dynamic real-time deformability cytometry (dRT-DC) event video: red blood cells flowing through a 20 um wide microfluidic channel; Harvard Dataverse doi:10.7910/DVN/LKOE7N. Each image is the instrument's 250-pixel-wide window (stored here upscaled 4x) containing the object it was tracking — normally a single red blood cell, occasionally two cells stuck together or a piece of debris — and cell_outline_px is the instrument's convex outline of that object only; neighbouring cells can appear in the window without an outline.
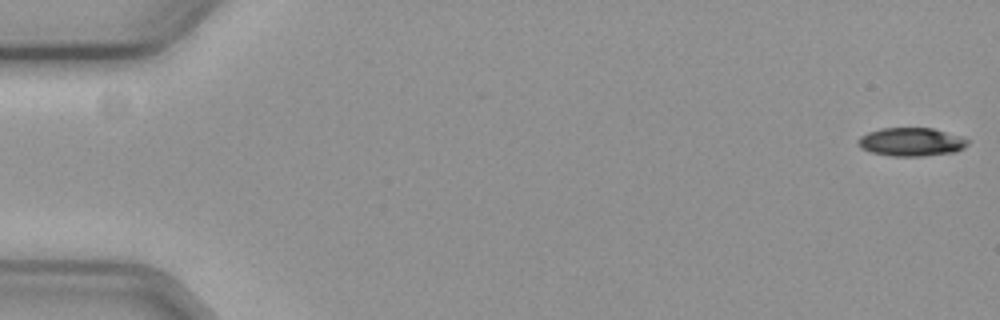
{"species": "common noctule bat (a hibernating species)", "species_latin": "Nyctalus noctula", "temperature_condition": "cold", "stored_images_in_passage": 59, "camera_frame_rate_fps": 3000, "um_per_image_px": 0.085, "animal": {"sex": "female", "body_mass_g": 19.3, "forearm_length_mm": 54.1}, "frame": {"image": 1, "passage_image": 1, "time_ms": 0.0, "image_size_px": [1000, 320], "cell_outline_px": [[968, 144], [964, 148], [956, 152], [924, 156], [892, 156], [872, 152], [860, 148], [856, 140], [860, 136], [868, 132], [880, 128], [932, 128], [968, 140]], "centroid_in_image_um": [77.4, 12.07], "position_along_channel_um": 7.6, "area_um2": 18.03}}
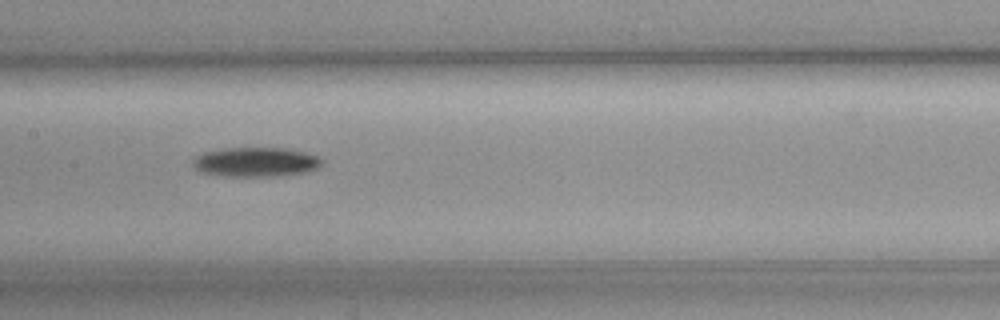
{"frame": {"image": 2, "passage_image": 29, "time_ms": 9.333, "image_size_px": [1000, 320], "cell_outline_px": [[320, 164], [316, 168], [304, 172], [272, 176], [224, 176], [200, 172], [192, 164], [192, 160], [196, 156], [204, 152], [224, 148], [284, 148], [304, 152], [316, 156], [320, 160]], "centroid_in_image_um": [21.66, 13.77], "position_along_channel_um": 185.7, "area_um2": 21.79}}
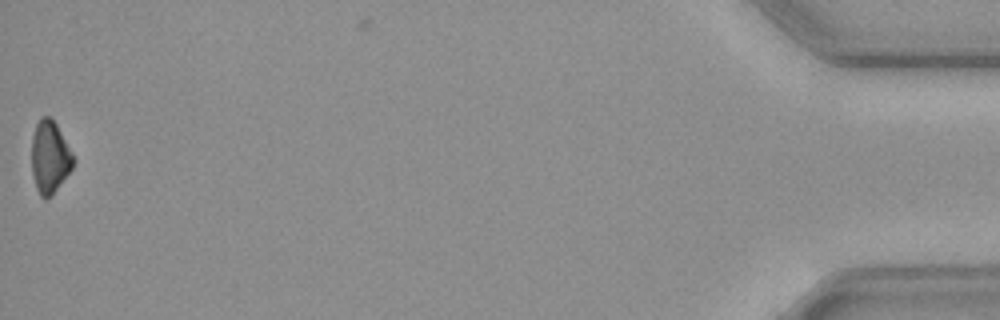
{"frame": {"image": 3, "passage_image": 58, "time_ms": 19.0, "image_size_px": [1000, 320], "cell_outline_px": [[76, 160], [72, 168], [52, 196], [44, 200], [40, 196], [36, 188], [32, 172], [32, 136], [36, 124], [40, 116], [48, 116], [56, 124], [72, 152]], "centroid_in_image_um": [4.23, 13.37], "position_along_channel_um": 431.0, "area_um2": 17.63}}